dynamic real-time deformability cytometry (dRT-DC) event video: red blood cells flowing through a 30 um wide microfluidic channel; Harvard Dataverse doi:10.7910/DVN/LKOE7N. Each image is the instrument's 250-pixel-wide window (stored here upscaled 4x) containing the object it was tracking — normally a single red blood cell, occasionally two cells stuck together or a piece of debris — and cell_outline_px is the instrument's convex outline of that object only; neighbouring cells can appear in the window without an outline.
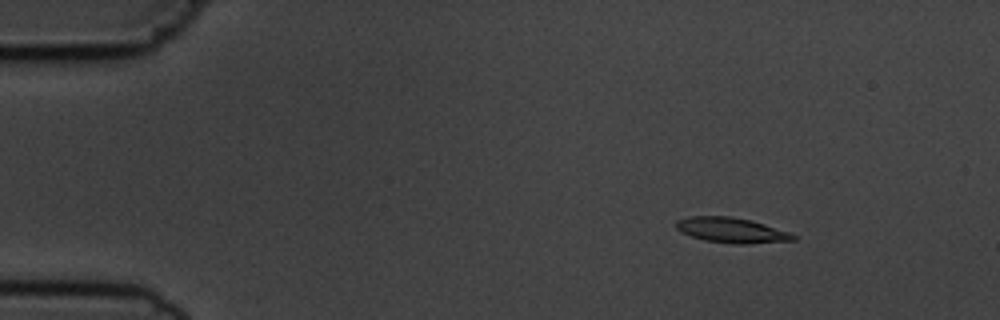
{"species": "common noctule bat (a hibernating species)", "species_latin": "Nyctalus noctula", "temperature_condition": "cold", "stored_images_in_passage": 4, "camera_frame_rate_fps": 3000, "um_per_image_px": 0.085, "animal": {"sex": "male", "body_mass_g": 19.5, "forearm_length_mm": 54.6}, "frame": {"image": 1, "passage_image": 1, "time_ms": 0.0, "image_size_px": [1000, 320], "cell_outline_px": [[796, 240], [744, 244], [732, 244], [704, 240], [680, 232], [676, 228], [676, 220], [688, 216], [732, 216], [752, 220], [788, 232], [796, 236]], "centroid_in_image_um": [62.14, 19.56], "position_along_channel_um": 22.9, "area_um2": 17.22}}
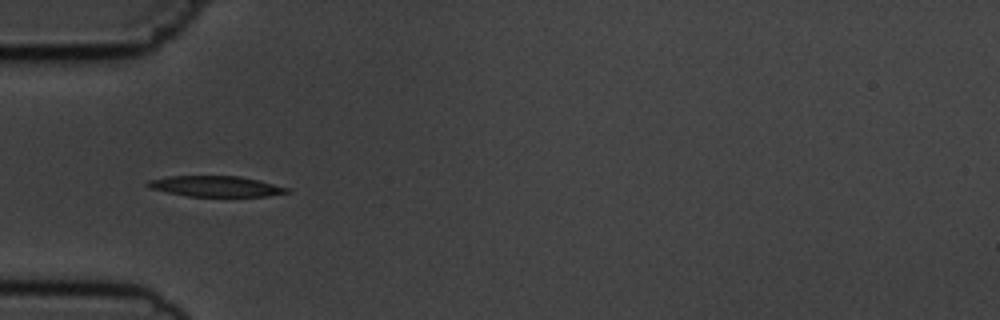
{"frame": {"image": 2, "passage_image": 4, "time_ms": 3.333, "image_size_px": [1000, 320], "cell_outline_px": [[292, 192], [268, 196], [188, 196], [148, 188], [144, 184], [148, 180], [168, 176], [240, 176], [292, 188]], "centroid_in_image_um": [18.36, 15.83], "position_along_channel_um": 66.6, "area_um2": 16.88}}